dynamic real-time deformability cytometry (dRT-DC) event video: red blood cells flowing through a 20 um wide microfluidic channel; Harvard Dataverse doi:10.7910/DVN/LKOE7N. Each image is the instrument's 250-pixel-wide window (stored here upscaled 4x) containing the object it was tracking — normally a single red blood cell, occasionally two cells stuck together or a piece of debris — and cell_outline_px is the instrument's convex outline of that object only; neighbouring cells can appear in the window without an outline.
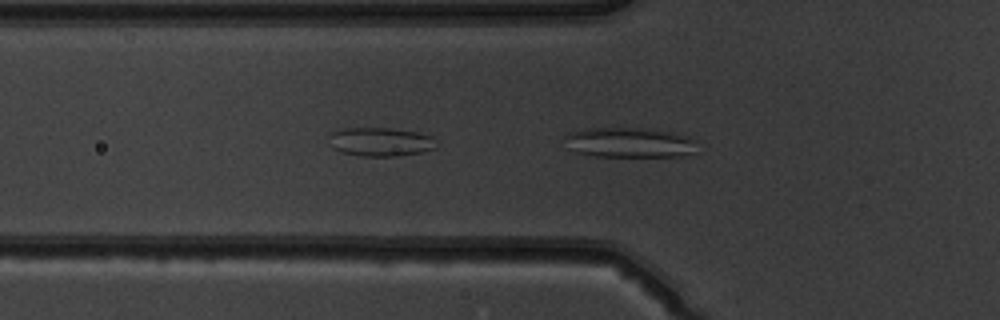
{"species": "common noctule bat (a hibernating species)", "species_latin": "Nyctalus noctula", "temperature_condition": "warm", "stored_images_in_passage": 51, "camera_frame_rate_fps": 3000, "um_per_image_px": 0.085, "animal": {"sex": "male", "body_mass_g": 19.5, "forearm_length_mm": 54.6}, "frame": {"image": 1, "passage_image": 18, "time_ms": 5.667, "image_size_px": [1000, 320], "cell_outline_px": [[696, 152], [684, 156], [596, 156], [576, 152], [564, 136], [568, 132], [588, 128], [640, 128], [668, 132], [688, 136], [696, 140]], "centroid_in_image_um": [53.56, 12.11], "position_along_channel_um": 72.2, "area_um2": 22.89}}
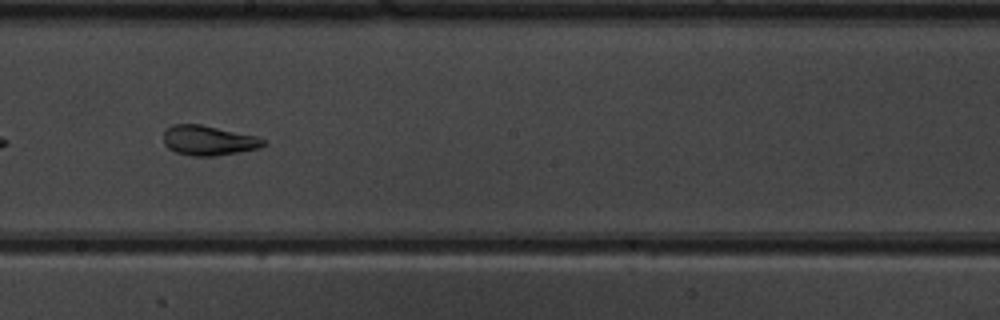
{"frame": {"image": 2, "passage_image": 30, "time_ms": 9.667, "image_size_px": [1000, 320], "cell_outline_px": [[268, 144], [260, 148], [216, 156], [192, 156], [176, 152], [168, 148], [164, 144], [164, 132], [172, 124], [200, 124], [256, 136], [268, 140]], "centroid_in_image_um": [17.76, 11.94], "position_along_channel_um": 230.4, "area_um2": 17.46}}
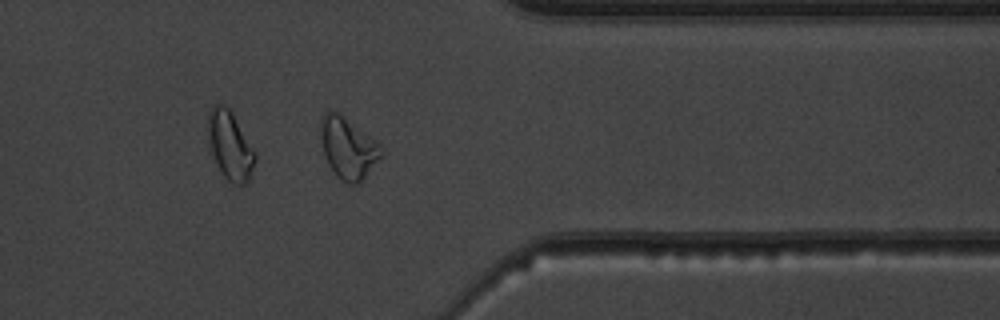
{"frame": {"image": 3, "passage_image": 42, "time_ms": 13.667, "image_size_px": [1000, 320], "cell_outline_px": [[384, 152], [364, 176], [356, 184], [348, 184], [340, 180], [336, 176], [328, 164], [324, 152], [320, 128], [320, 120], [324, 112], [336, 112], [376, 140], [380, 144]], "centroid_in_image_um": [29.57, 12.59], "position_along_channel_um": 381.8, "area_um2": 20.98}}